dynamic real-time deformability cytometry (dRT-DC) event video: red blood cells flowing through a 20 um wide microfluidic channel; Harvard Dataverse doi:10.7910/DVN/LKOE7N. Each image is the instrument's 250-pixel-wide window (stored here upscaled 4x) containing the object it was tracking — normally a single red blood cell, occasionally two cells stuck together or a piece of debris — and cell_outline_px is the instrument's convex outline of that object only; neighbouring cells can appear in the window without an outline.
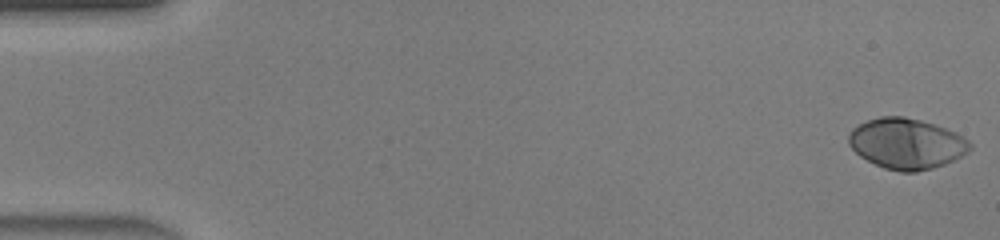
{"species": "human", "species_latin": "Homo sapiens", "temperature_condition": "warm", "stored_images_in_passage": 46, "camera_frame_rate_fps": 3000, "um_per_image_px": 0.085, "donor": {"sex": "male"}, "frame": {"image": 1, "passage_image": 1, "time_ms": 0.0, "image_size_px": [1000, 240], "cell_outline_px": [[972, 148], [968, 152], [944, 164], [932, 168], [916, 172], [900, 172], [884, 168], [860, 156], [848, 144], [848, 136], [852, 128], [868, 120], [880, 116], [904, 116], [920, 120], [956, 132], [968, 140], [972, 144]], "centroid_in_image_um": [77.05, 12.21], "position_along_channel_um": 8.0, "area_um2": 35.6}}
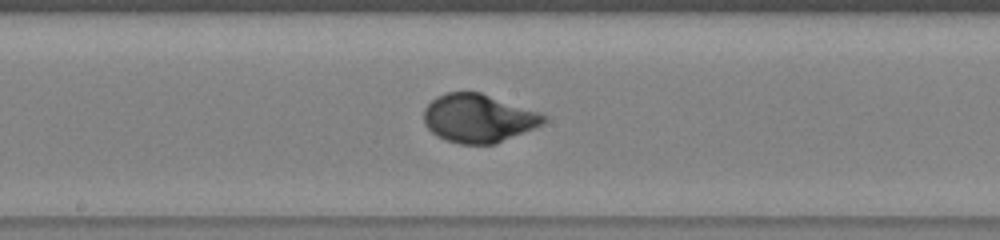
{"frame": {"image": 2, "passage_image": 25, "time_ms": 8.0, "image_size_px": [1000, 240], "cell_outline_px": [[548, 120], [544, 124], [496, 144], [460, 144], [444, 140], [436, 136], [424, 124], [424, 108], [436, 96], [448, 92], [480, 92], [540, 112], [548, 116]], "centroid_in_image_um": [40.68, 10.06], "position_along_channel_um": 207.5, "area_um2": 34.04}}
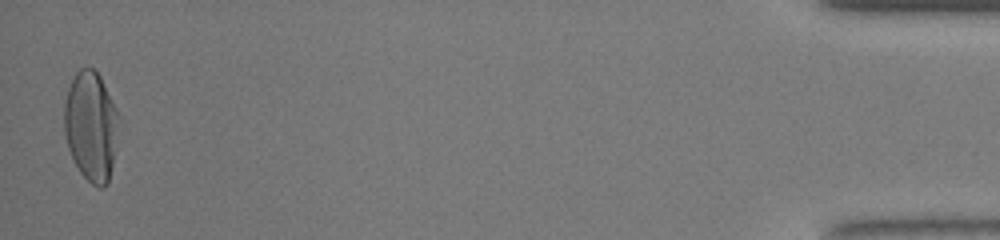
{"frame": {"image": 3, "passage_image": 46, "time_ms": 15.0, "image_size_px": [1000, 240], "cell_outline_px": [[120, 116], [112, 164], [108, 184], [104, 188], [100, 188], [92, 184], [80, 172], [72, 160], [68, 148], [64, 132], [64, 100], [68, 88], [76, 72], [80, 68], [92, 68], [100, 76]], "centroid_in_image_um": [7.72, 10.73], "position_along_channel_um": 427.5, "area_um2": 34.91}, "authors_computed_cell_mechanics": {"area_um2": 33.7263, "velocity_mm_per_s": 4.456, "shape_relaxation_time_tau1_ms": 2.7221, "shape_relaxation_time_tau2_ms": null, "deformation_change_tau1": 0.2179, "deformation_change_tau2": null}}